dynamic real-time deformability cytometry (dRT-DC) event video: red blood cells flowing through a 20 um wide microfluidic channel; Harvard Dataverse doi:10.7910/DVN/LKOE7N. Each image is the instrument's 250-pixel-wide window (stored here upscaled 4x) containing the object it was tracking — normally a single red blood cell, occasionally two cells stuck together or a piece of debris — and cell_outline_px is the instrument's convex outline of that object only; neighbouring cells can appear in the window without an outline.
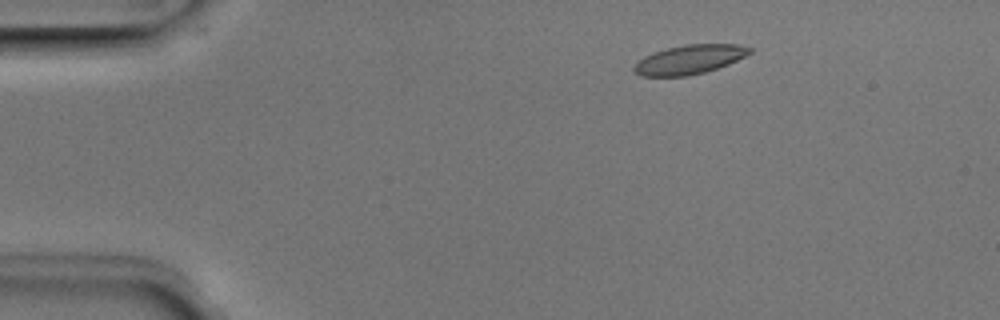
{"species": "Egyptian fruit bat (a non-hibernating species)", "species_latin": "Rousettus aegyptiacus", "temperature_condition": "room temperature", "stored_images_in_passage": 3, "camera_frame_rate_fps": 3000, "um_per_image_px": 0.085, "animal": {"sex": "male"}, "frame": {"image": 1, "passage_image": 2, "time_ms": 0.333, "image_size_px": [1000, 320], "cell_outline_px": [[752, 52], [728, 64], [704, 72], [688, 76], [640, 76], [632, 68], [644, 56], [652, 52], [684, 44], [736, 44], [752, 48]], "centroid_in_image_um": [58.59, 5.05], "position_along_channel_um": 26.4, "area_um2": 19.48}}